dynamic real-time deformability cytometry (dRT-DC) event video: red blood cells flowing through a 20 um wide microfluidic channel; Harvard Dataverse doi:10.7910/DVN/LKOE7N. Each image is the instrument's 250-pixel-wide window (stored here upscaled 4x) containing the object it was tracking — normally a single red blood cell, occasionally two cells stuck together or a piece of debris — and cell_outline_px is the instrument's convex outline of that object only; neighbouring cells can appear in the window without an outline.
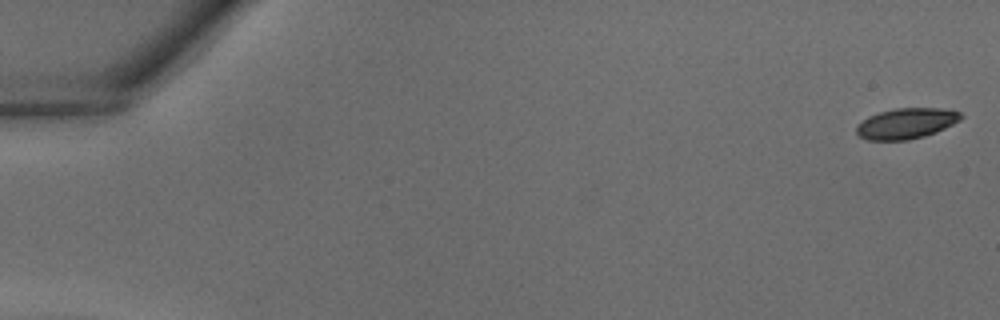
{"species": "common noctule bat (a hibernating species)", "species_latin": "Nyctalus noctula", "temperature_condition": "warm", "stored_images_in_passage": 39, "camera_frame_rate_fps": 3000, "um_per_image_px": 0.085, "animal": {"sex": "male", "body_mass_g": 18.8}, "frame": {"image": 1, "passage_image": 1, "time_ms": 0.0, "image_size_px": [1000, 320], "cell_outline_px": [[964, 116], [960, 120], [936, 132], [924, 136], [908, 140], [868, 140], [860, 136], [856, 132], [856, 124], [868, 116], [880, 112], [896, 108], [940, 108], [960, 112]], "centroid_in_image_um": [77.01, 10.49], "position_along_channel_um": 8.0, "area_um2": 18.61}}
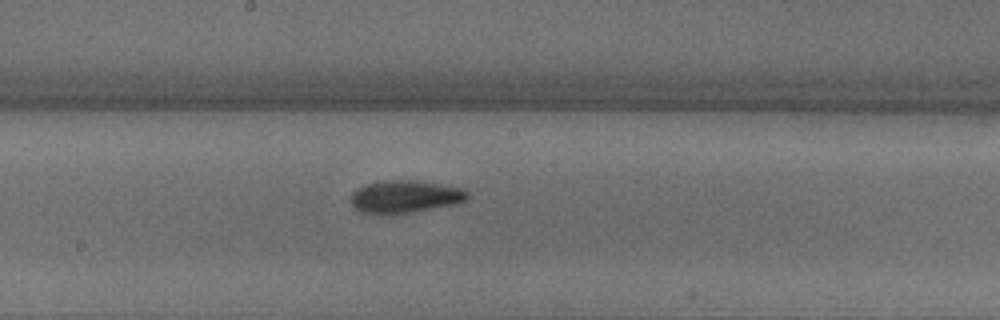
{"frame": {"image": 2, "passage_image": 22, "time_ms": 7.0, "image_size_px": [1000, 320], "cell_outline_px": [[468, 196], [464, 200], [456, 204], [412, 212], [372, 216], [360, 212], [352, 208], [352, 192], [368, 184], [384, 180], [416, 180], [464, 188], [468, 192]], "centroid_in_image_um": [34.4, 16.74], "position_along_channel_um": 213.8, "area_um2": 22.37}}
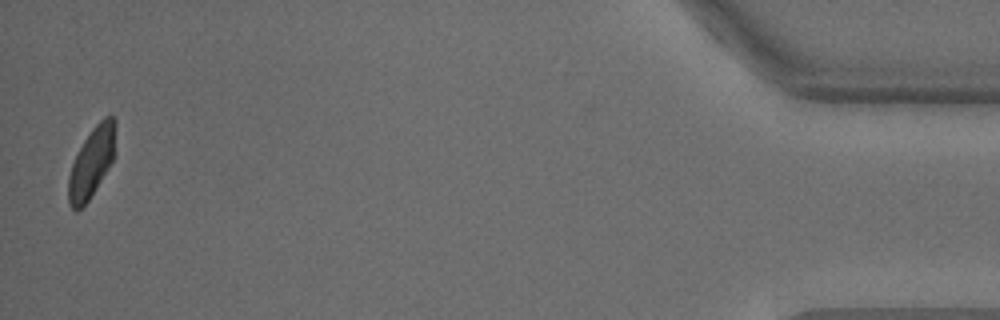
{"frame": {"image": 3, "passage_image": 39, "time_ms": 12.667, "image_size_px": [1000, 320], "cell_outline_px": [[116, 124], [112, 160], [108, 168], [88, 200], [76, 212], [68, 204], [68, 176], [72, 164], [84, 140], [92, 128], [104, 116], [112, 116]], "centroid_in_image_um": [7.76, 13.8], "position_along_channel_um": 427.4, "area_um2": 18.73}}